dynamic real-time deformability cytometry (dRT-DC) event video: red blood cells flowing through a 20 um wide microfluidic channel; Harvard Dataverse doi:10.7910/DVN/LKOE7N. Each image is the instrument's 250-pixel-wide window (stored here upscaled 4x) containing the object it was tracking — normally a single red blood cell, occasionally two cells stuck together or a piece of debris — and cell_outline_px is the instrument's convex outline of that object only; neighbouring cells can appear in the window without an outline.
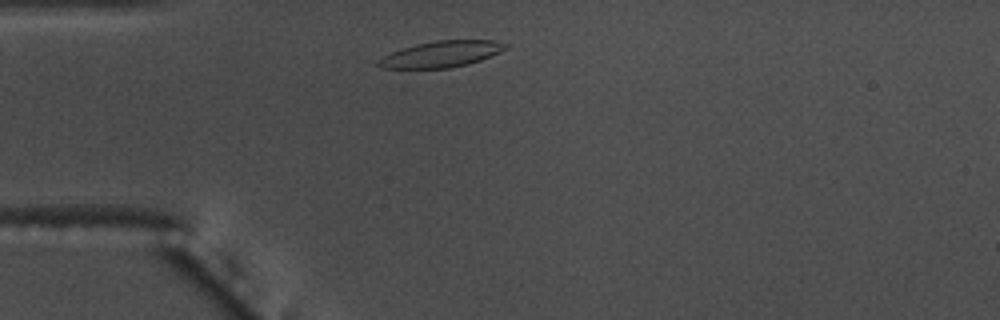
{"species": "common noctule bat (a hibernating species)", "species_latin": "Nyctalus noctula", "temperature_condition": "warm", "stored_images_in_passage": 35, "camera_frame_rate_fps": 3000, "um_per_image_px": 0.085, "animal": {"sex": "male", "body_mass_g": 17.5, "forearm_length_mm": 52.3}, "frame": {"image": 1, "passage_image": 4, "time_ms": 1.0, "image_size_px": [1000, 320], "cell_outline_px": [[508, 48], [480, 60], [468, 64], [448, 68], [380, 68], [376, 64], [376, 60], [392, 52], [416, 44], [436, 40], [492, 40], [508, 44]], "centroid_in_image_um": [37.5, 4.6], "position_along_channel_um": 47.5, "area_um2": 19.25}}
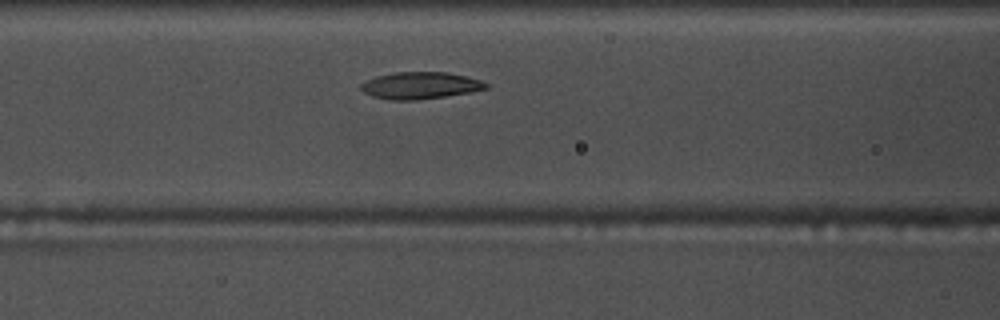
{"frame": {"image": 2, "passage_image": 12, "time_ms": 3.667, "image_size_px": [1000, 320], "cell_outline_px": [[488, 88], [468, 92], [420, 100], [392, 100], [372, 96], [364, 92], [360, 88], [360, 84], [376, 76], [396, 72], [444, 72], [464, 76], [480, 80], [488, 84]], "centroid_in_image_um": [35.69, 7.27], "position_along_channel_um": 130.9, "area_um2": 19.36}}
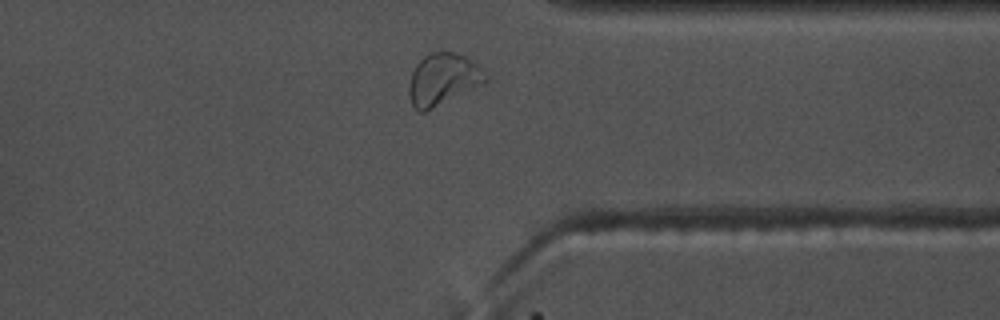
{"frame": {"image": 3, "passage_image": 32, "time_ms": 10.333, "image_size_px": [1000, 320], "cell_outline_px": [[488, 80], [484, 84], [424, 112], [420, 112], [412, 104], [408, 92], [408, 88], [412, 72], [416, 64], [428, 52], [456, 52], [464, 56], [476, 64], [488, 76]], "centroid_in_image_um": [37.65, 6.73], "position_along_channel_um": 373.8, "area_um2": 22.95}, "authors_computed_cell_mechanics": {"area_um2": 19.5364, "velocity_mm_per_s": 3.6934, "shape_relaxation_time_tau1_ms": 7.7046, "shape_relaxation_time_tau2_ms": 3.6743, "deformation_change_tau1": 0.2052, "deformation_change_tau2": 0.0783}}